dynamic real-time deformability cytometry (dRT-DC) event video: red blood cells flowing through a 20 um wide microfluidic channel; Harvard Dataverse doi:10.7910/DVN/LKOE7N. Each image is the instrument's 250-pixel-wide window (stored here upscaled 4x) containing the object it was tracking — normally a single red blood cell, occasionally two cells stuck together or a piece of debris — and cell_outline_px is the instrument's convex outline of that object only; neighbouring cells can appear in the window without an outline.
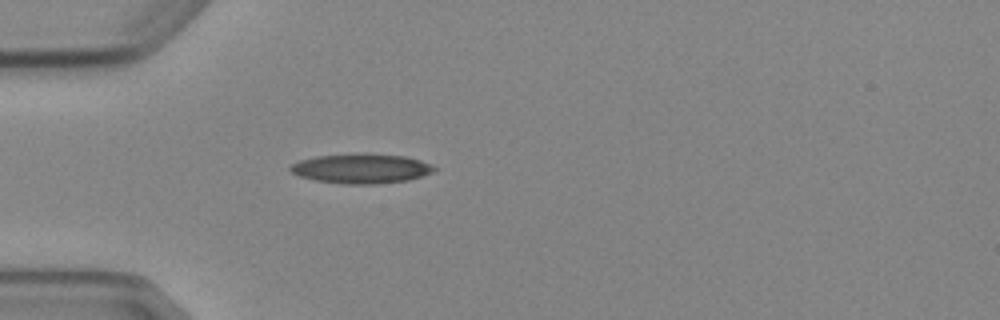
{"species": "Egyptian fruit bat (a non-hibernating species)", "species_latin": "Rousettus aegyptiacus", "temperature_condition": "cold", "stored_images_in_passage": 1, "camera_frame_rate_fps": 3000, "um_per_image_px": 0.085, "animal": {"sex": "female"}, "frame": {"image": 1, "passage_image": 1, "time_ms": 0.0, "image_size_px": [1000, 320], "cell_outline_px": [[436, 168], [432, 172], [408, 180], [376, 184], [344, 184], [316, 180], [300, 176], [292, 172], [288, 168], [292, 164], [300, 160], [316, 156], [404, 156], [420, 160], [432, 164]], "centroid_in_image_um": [30.71, 14.37], "position_along_channel_um": 54.3, "area_um2": 23.7}}